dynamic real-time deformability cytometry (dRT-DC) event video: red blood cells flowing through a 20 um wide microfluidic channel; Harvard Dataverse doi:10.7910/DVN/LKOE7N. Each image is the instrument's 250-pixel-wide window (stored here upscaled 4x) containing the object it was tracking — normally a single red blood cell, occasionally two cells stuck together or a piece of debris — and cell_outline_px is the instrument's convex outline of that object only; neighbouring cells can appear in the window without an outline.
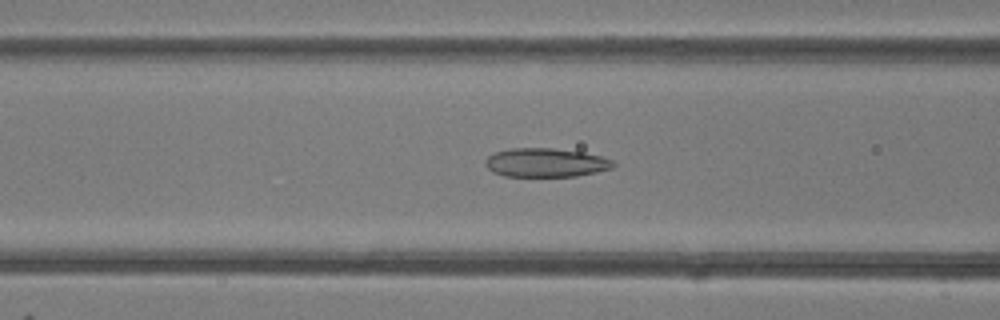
{"species": "common noctule bat (a hibernating species)", "species_latin": "Nyctalus noctula", "temperature_condition": "room temperature", "stored_images_in_passage": 40, "camera_frame_rate_fps": 3000, "um_per_image_px": 0.085, "animal": {"sex": "female"}, "frame": {"image": 1, "passage_image": 11, "time_ms": 3.333, "image_size_px": [1000, 320], "cell_outline_px": [[616, 164], [612, 168], [596, 172], [576, 176], [504, 176], [492, 172], [484, 164], [484, 160], [488, 156], [496, 152], [512, 148], [552, 148], [584, 152], [600, 156], [612, 160]], "centroid_in_image_um": [46.37, 13.82], "position_along_channel_um": 120.2, "area_um2": 21.5}}
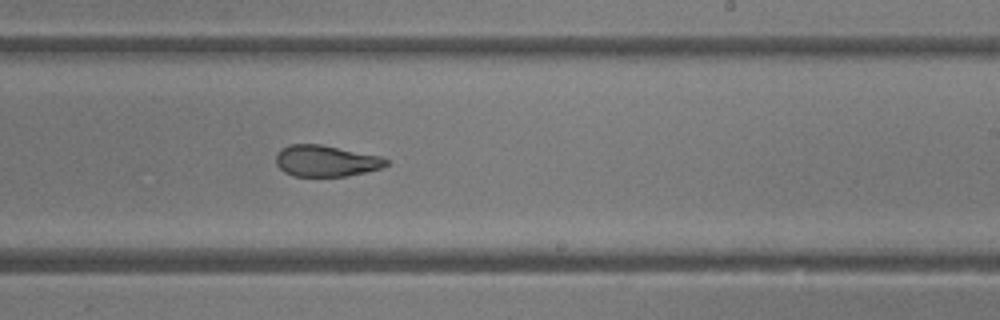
{"frame": {"image": 2, "passage_image": 21, "time_ms": 6.667, "image_size_px": [1000, 320], "cell_outline_px": [[388, 164], [380, 168], [348, 176], [292, 176], [284, 172], [276, 164], [276, 156], [280, 148], [288, 144], [320, 144], [380, 156], [388, 160]], "centroid_in_image_um": [27.66, 13.67], "position_along_channel_um": 261.3, "area_um2": 20.06}}
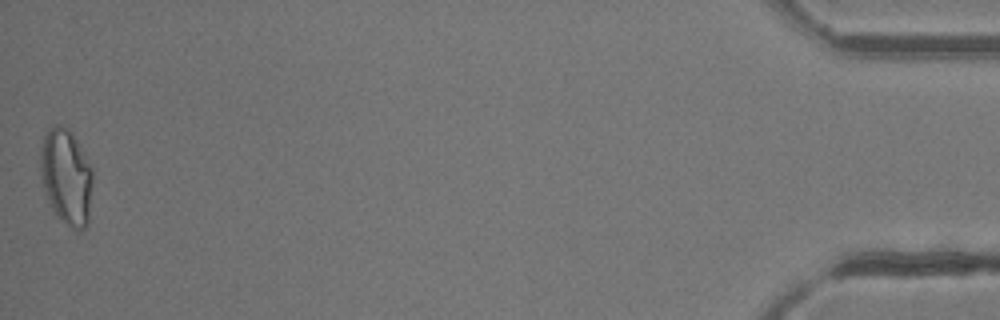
{"frame": {"image": 3, "passage_image": 40, "time_ms": 13.0, "image_size_px": [1000, 320], "cell_outline_px": [[92, 184], [88, 224], [80, 232], [76, 232], [56, 216], [52, 212], [44, 192], [40, 168], [40, 156], [44, 136], [48, 128], [56, 124], [60, 124], [68, 128], [72, 132], [92, 164]], "centroid_in_image_um": [5.64, 15.04], "position_along_channel_um": 429.6, "area_um2": 29.88}, "authors_computed_cell_mechanics": {"area_um2": 22.5998, "velocity_mm_per_s": 4.2466, "shape_relaxation_time_tau1_ms": null, "shape_relaxation_time_tau2_ms": 1.9596, "deformation_change_tau1": null, "deformation_change_tau2": 0.0941}}